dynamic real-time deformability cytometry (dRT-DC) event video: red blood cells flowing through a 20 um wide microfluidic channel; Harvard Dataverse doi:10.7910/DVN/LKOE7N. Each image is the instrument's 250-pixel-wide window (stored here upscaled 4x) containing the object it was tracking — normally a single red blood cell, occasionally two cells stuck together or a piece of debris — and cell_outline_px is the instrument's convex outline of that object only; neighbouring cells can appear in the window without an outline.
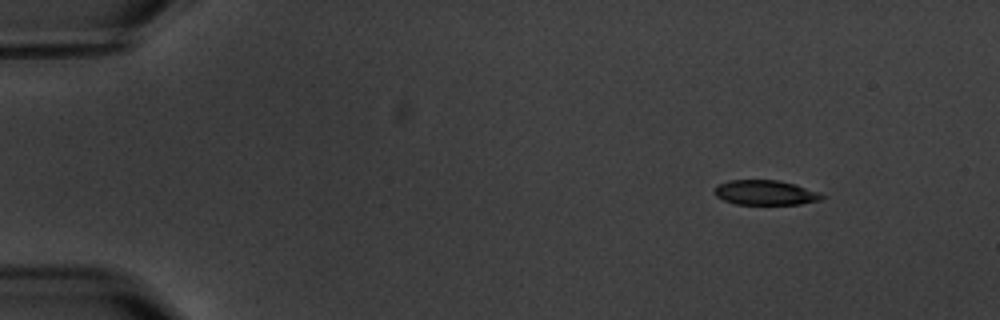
{"species": "common noctule bat (a hibernating species)", "species_latin": "Nyctalus noctula", "temperature_condition": "warm", "stored_images_in_passage": 5, "camera_frame_rate_fps": 3000, "um_per_image_px": 0.085, "animal": {"sex": "male", "body_mass_g": 20.1, "forearm_length_mm": 53.5}, "frame": {"image": 1, "passage_image": 2, "time_ms": 1.333, "image_size_px": [1000, 320], "cell_outline_px": [[824, 196], [820, 200], [800, 204], [736, 204], [724, 200], [716, 196], [716, 188], [720, 184], [728, 180], [776, 180], [796, 184], [816, 192]], "centroid_in_image_um": [65.05, 16.37], "position_along_channel_um": 20.0, "area_um2": 15.2}}
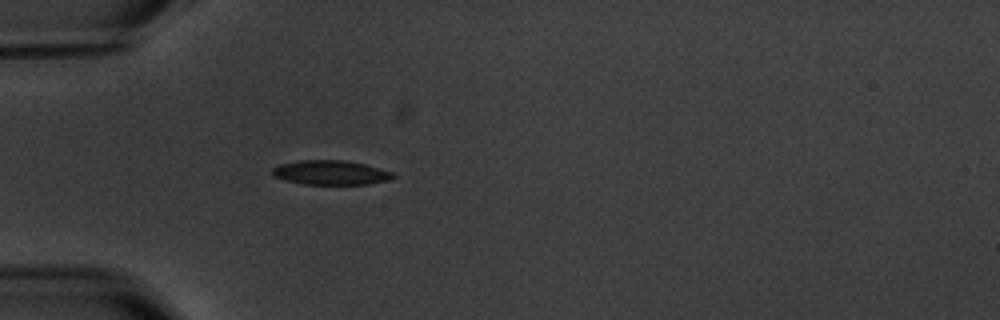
{"frame": {"image": 2, "passage_image": 5, "time_ms": 5.0, "image_size_px": [1000, 320], "cell_outline_px": [[396, 176], [388, 180], [368, 184], [304, 184], [284, 180], [272, 176], [272, 168], [280, 164], [300, 160], [340, 160], [364, 164], [392, 172]], "centroid_in_image_um": [28.07, 14.67], "position_along_channel_um": 56.9, "area_um2": 17.05}}